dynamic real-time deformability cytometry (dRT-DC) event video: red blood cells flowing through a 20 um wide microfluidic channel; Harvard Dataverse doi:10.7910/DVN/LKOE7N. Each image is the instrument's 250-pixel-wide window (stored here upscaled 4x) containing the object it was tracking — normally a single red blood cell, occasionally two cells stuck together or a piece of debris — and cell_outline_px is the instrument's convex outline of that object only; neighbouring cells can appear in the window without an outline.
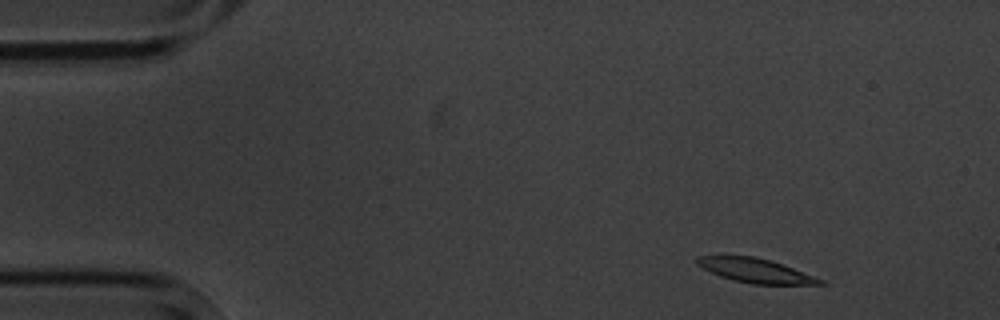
{"species": "common noctule bat (a hibernating species)", "species_latin": "Nyctalus noctula", "temperature_condition": "cold", "stored_images_in_passage": 6, "camera_frame_rate_fps": 3000, "um_per_image_px": 0.085, "animal": {"sex": "male", "body_mass_g": 20.1, "forearm_length_mm": 53.5}, "frame": {"image": 1, "passage_image": 1, "time_ms": 0.0, "image_size_px": [1000, 320], "cell_outline_px": [[828, 284], [752, 284], [732, 280], [720, 276], [696, 264], [696, 256], [752, 256], [772, 260], [824, 280]], "centroid_in_image_um": [64.23, 23.0], "position_along_channel_um": 20.8, "area_um2": 17.17}}
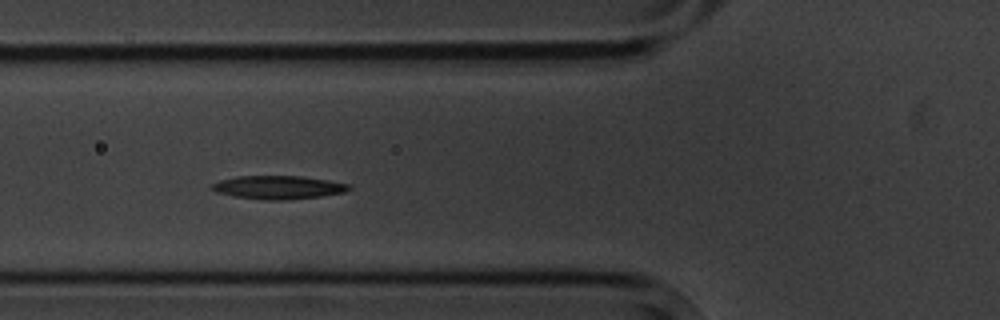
{"frame": {"image": 2, "passage_image": 5, "time_ms": 4.667, "image_size_px": [1000, 320], "cell_outline_px": [[352, 188], [344, 192], [320, 196], [288, 200], [264, 200], [232, 196], [216, 192], [208, 188], [212, 184], [220, 180], [236, 176], [300, 176], [328, 180], [352, 184]], "centroid_in_image_um": [23.64, 15.93], "position_along_channel_um": 102.2, "area_um2": 18.84}}
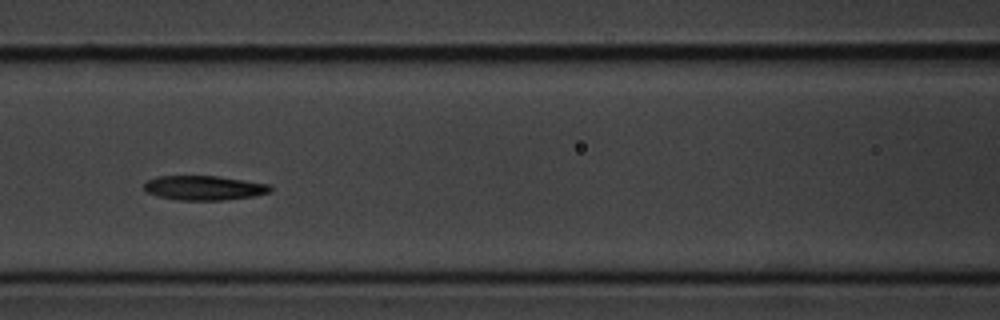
{"frame": {"image": 3, "passage_image": 6, "time_ms": 6.0, "image_size_px": [1000, 320], "cell_outline_px": [[272, 192], [256, 196], [224, 200], [176, 200], [160, 196], [148, 192], [144, 188], [144, 184], [148, 180], [156, 176], [220, 176], [268, 184], [272, 188]], "centroid_in_image_um": [17.39, 15.97], "position_along_channel_um": 149.2, "area_um2": 18.03}}